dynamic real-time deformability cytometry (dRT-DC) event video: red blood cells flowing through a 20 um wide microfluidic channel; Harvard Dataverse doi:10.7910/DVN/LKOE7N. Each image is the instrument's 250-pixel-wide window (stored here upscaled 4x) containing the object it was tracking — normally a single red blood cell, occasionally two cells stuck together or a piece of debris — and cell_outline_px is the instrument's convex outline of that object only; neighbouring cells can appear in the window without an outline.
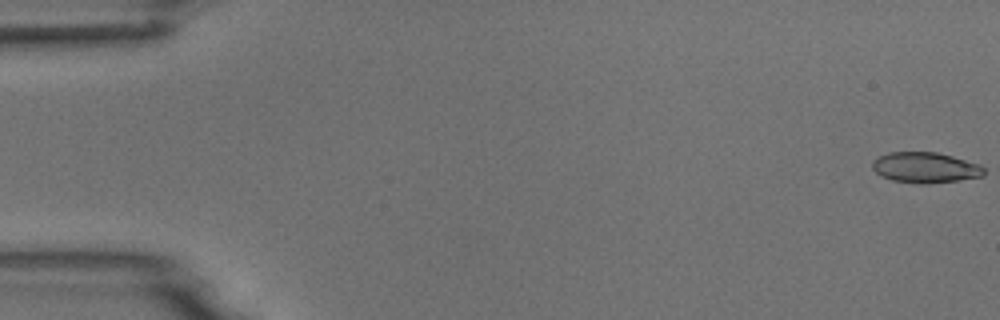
{"species": "common noctule bat (a hibernating species)", "species_latin": "Nyctalus noctula", "temperature_condition": "room temperature", "stored_images_in_passage": 5, "camera_frame_rate_fps": 3000, "um_per_image_px": 0.085, "animal": {"sex": "male", "body_mass_g": 18.8}, "frame": {"image": 1, "passage_image": 1, "time_ms": 0.0, "image_size_px": [1000, 320], "cell_outline_px": [[984, 176], [960, 180], [924, 184], [920, 184], [892, 180], [880, 176], [872, 168], [872, 160], [888, 152], [936, 152], [952, 156], [980, 164], [984, 168]], "centroid_in_image_um": [78.64, 14.24], "position_along_channel_um": 6.4, "area_um2": 20.0}}
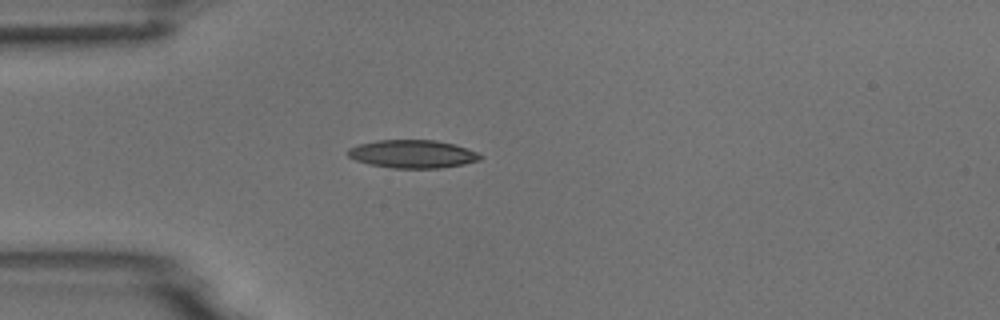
{"frame": {"image": 2, "passage_image": 5, "time_ms": 4.667, "image_size_px": [1000, 320], "cell_outline_px": [[484, 156], [480, 160], [464, 164], [440, 168], [392, 168], [368, 164], [356, 160], [348, 156], [348, 148], [356, 144], [376, 140], [436, 140], [452, 144], [476, 152]], "centroid_in_image_um": [35.03, 13.09], "position_along_channel_um": 50.0, "area_um2": 21.68}}